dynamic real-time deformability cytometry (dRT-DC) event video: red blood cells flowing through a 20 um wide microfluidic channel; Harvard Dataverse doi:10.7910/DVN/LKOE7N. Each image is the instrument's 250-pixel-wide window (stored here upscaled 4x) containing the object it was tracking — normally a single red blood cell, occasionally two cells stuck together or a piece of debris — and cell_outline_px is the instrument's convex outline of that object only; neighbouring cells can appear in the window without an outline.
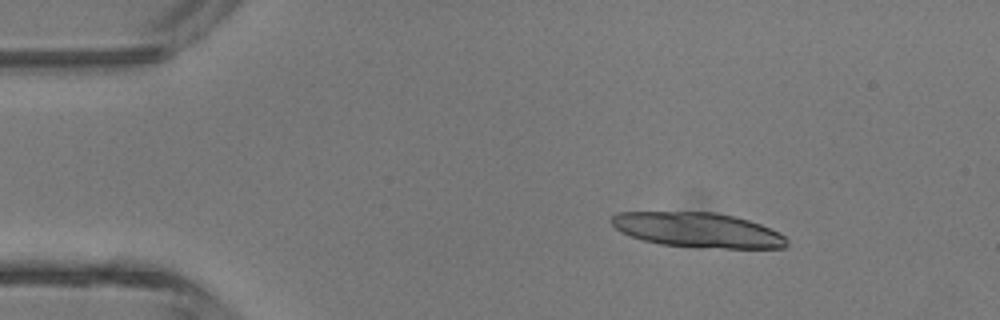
{"species": "common noctule bat (a hibernating species)", "species_latin": "Nyctalus noctula", "temperature_condition": "room temperature", "stored_images_in_passage": 5, "camera_frame_rate_fps": 3000, "um_per_image_px": 0.085, "animal": {"sex": "male", "body_mass_g": 13.3}, "frame": {"image": 1, "passage_image": 2, "time_ms": 2.0, "image_size_px": [1000, 320], "cell_outline_px": [[788, 244], [784, 248], [724, 248], [660, 244], [644, 240], [620, 232], [608, 220], [616, 212], [716, 212], [736, 216], [760, 224], [784, 236], [788, 240]], "centroid_in_image_um": [59.29, 19.54], "position_along_channel_um": 25.7, "area_um2": 35.37}}